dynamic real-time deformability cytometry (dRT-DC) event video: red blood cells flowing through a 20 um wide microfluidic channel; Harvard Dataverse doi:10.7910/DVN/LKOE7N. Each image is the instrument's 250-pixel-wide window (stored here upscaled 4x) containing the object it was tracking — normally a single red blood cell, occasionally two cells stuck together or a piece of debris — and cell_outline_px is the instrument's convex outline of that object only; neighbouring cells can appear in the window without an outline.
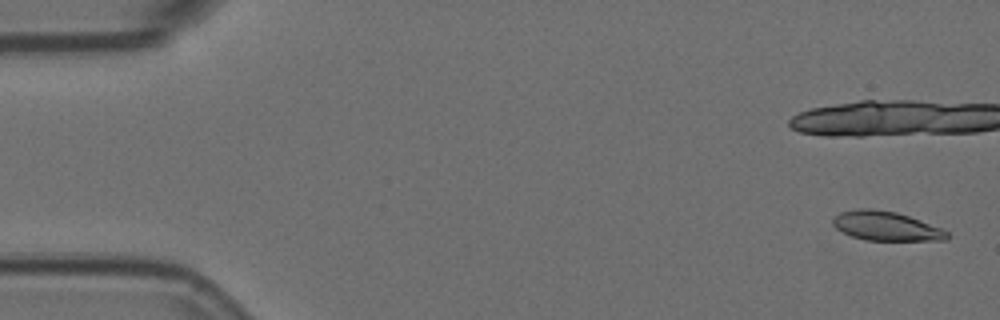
{"species": "Egyptian fruit bat (a non-hibernating species)", "species_latin": "Rousettus aegyptiacus", "temperature_condition": "room temperature", "stored_images_in_passage": 6, "camera_frame_rate_fps": 3000, "um_per_image_px": 0.085, "animal": {"sex": "female"}, "frame": {"image": 1, "passage_image": 1, "time_ms": 0.0, "image_size_px": [1000, 320], "cell_outline_px": [[948, 240], [864, 240], [852, 236], [836, 228], [832, 224], [832, 220], [840, 212], [860, 208], [872, 208], [896, 212], [920, 220], [940, 228], [948, 232]], "centroid_in_image_um": [75.3, 19.21], "position_along_channel_um": 9.7, "area_um2": 19.25}}
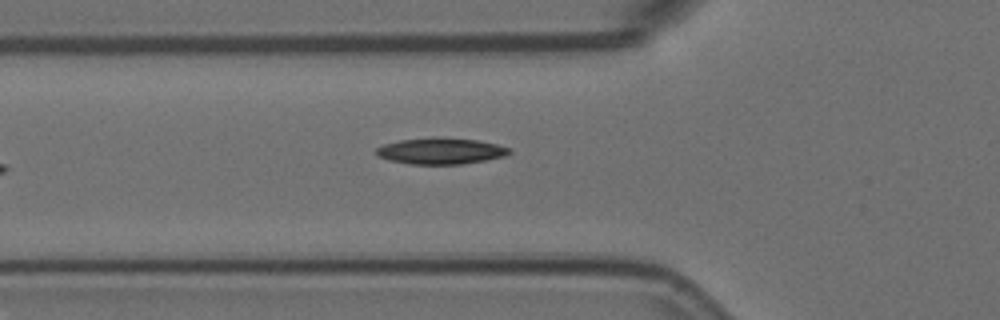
{"frame": {"image": 2, "passage_image": 3, "time_ms": 0.667, "image_size_px": [1000, 320], "cell_outline_px": [[512, 152], [504, 156], [484, 160], [460, 164], [408, 164], [388, 160], [380, 156], [376, 152], [376, 148], [384, 144], [400, 140], [476, 140], [496, 144], [512, 148]], "centroid_in_image_um": [37.48, 12.88], "position_along_channel_um": 88.3, "area_um2": 19.31}}
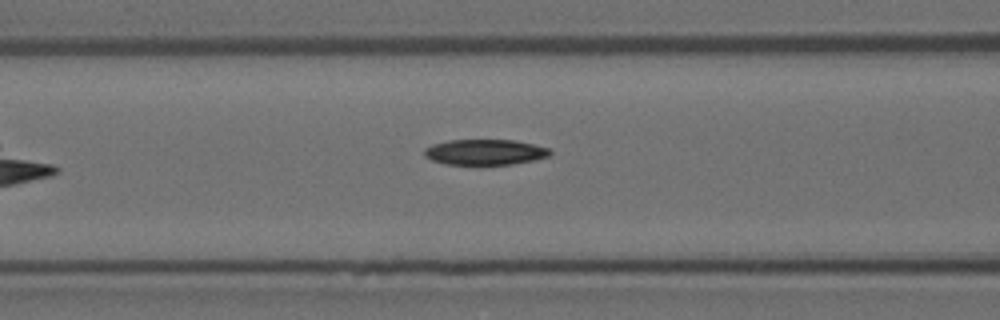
{"frame": {"image": 3, "passage_image": 6, "time_ms": 1.667, "image_size_px": [1000, 320], "cell_outline_px": [[552, 152], [548, 156], [532, 160], [512, 164], [444, 164], [432, 160], [424, 156], [424, 148], [432, 144], [448, 140], [516, 140], [548, 148]], "centroid_in_image_um": [41.18, 12.92], "position_along_channel_um": 125.4, "area_um2": 18.61}}